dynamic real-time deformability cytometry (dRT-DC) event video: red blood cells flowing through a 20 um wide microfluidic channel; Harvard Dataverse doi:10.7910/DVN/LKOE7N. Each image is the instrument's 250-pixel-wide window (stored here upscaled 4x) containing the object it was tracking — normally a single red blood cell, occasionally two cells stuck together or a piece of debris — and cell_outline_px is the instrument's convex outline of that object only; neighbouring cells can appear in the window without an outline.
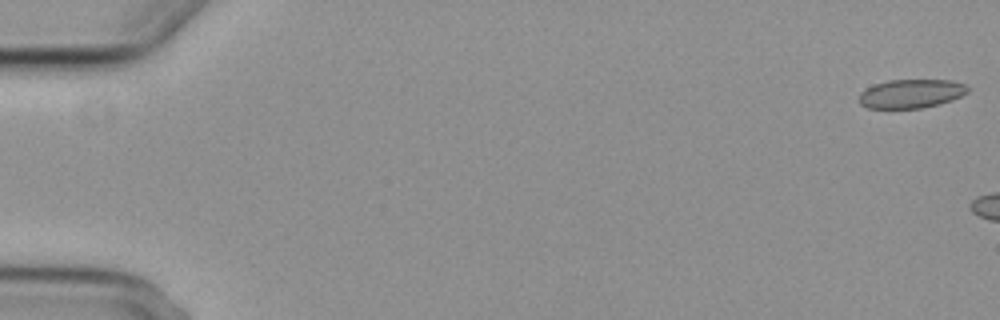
{"species": "common noctule bat (a hibernating species)", "species_latin": "Nyctalus noctula", "temperature_condition": "cold", "stored_images_in_passage": 6, "camera_frame_rate_fps": 3000, "um_per_image_px": 0.085, "animal": {"sex": "female", "body_mass_g": 29.2, "forearm_length_mm": 56.3}, "frame": {"image": 1, "passage_image": 1, "time_ms": 0.0, "image_size_px": [1000, 320], "cell_outline_px": [[968, 92], [952, 100], [940, 104], [920, 108], [868, 108], [860, 104], [860, 92], [876, 84], [888, 80], [952, 80], [964, 84], [968, 88]], "centroid_in_image_um": [77.46, 7.96], "position_along_channel_um": 7.5, "area_um2": 18.09}}